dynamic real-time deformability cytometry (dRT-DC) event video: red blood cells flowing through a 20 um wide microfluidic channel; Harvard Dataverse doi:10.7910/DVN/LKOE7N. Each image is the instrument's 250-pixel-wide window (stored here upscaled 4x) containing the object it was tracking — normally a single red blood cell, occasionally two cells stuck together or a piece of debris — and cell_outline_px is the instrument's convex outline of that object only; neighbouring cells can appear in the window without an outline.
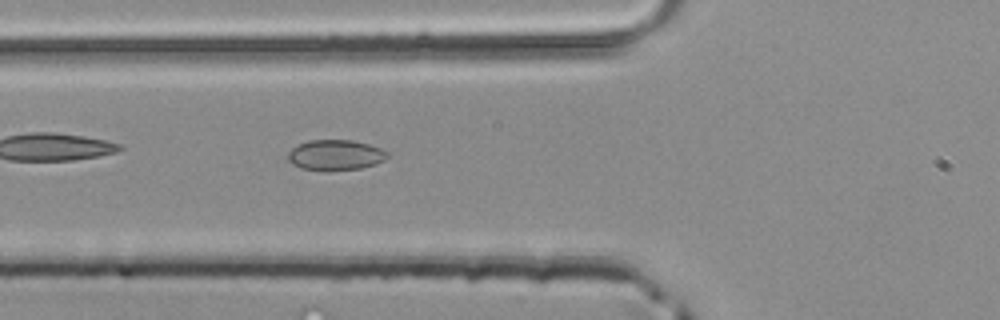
{"species": "common noctule bat (a hibernating species)", "species_latin": "Nyctalus noctula", "temperature_condition": "room temperature", "stored_images_in_passage": 34, "camera_frame_rate_fps": 3000, "um_per_image_px": 0.085, "animal": {"sex": "male", "body_mass_g": 20.4}, "frame": {"image": 1, "passage_image": 4, "time_ms": 1.0, "image_size_px": [1000, 320], "cell_outline_px": [[388, 156], [384, 160], [376, 164], [360, 168], [300, 168], [292, 164], [288, 160], [288, 152], [292, 148], [308, 140], [352, 140], [368, 144], [380, 148], [388, 152]], "centroid_in_image_um": [28.52, 13.13], "position_along_channel_um": 97.3, "area_um2": 16.99}}
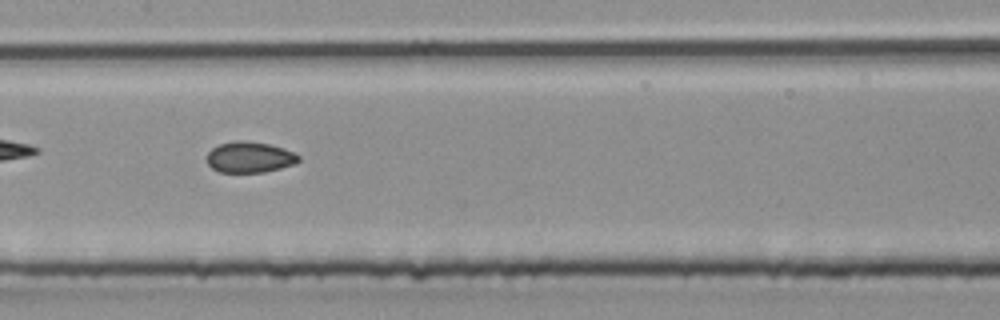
{"frame": {"image": 2, "passage_image": 10, "time_ms": 3.0, "image_size_px": [1000, 320], "cell_outline_px": [[300, 160], [296, 164], [264, 172], [220, 172], [212, 168], [208, 164], [208, 152], [212, 148], [220, 144], [236, 140], [244, 140], [268, 144], [292, 152], [300, 156]], "centroid_in_image_um": [21.22, 13.36], "position_along_channel_um": 186.2, "area_um2": 16.36}}
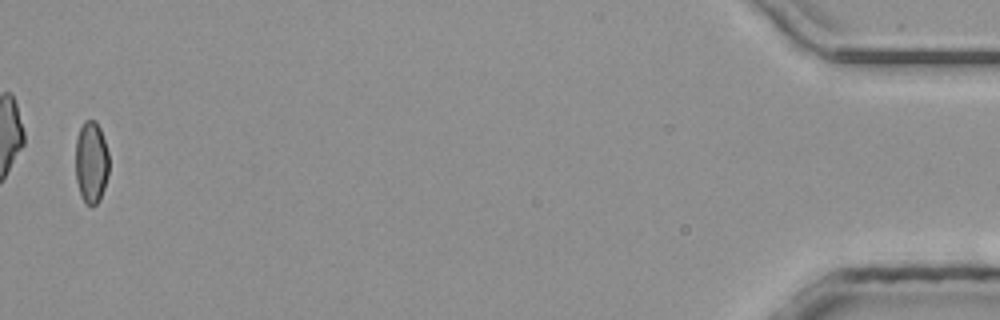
{"frame": {"image": 3, "passage_image": 33, "time_ms": 10.667, "image_size_px": [1000, 320], "cell_outline_px": [[108, 176], [100, 200], [96, 204], [84, 204], [80, 196], [76, 180], [76, 140], [80, 128], [84, 120], [96, 120], [100, 128], [108, 152]], "centroid_in_image_um": [7.75, 13.8], "position_along_channel_um": 427.4, "area_um2": 16.07}}